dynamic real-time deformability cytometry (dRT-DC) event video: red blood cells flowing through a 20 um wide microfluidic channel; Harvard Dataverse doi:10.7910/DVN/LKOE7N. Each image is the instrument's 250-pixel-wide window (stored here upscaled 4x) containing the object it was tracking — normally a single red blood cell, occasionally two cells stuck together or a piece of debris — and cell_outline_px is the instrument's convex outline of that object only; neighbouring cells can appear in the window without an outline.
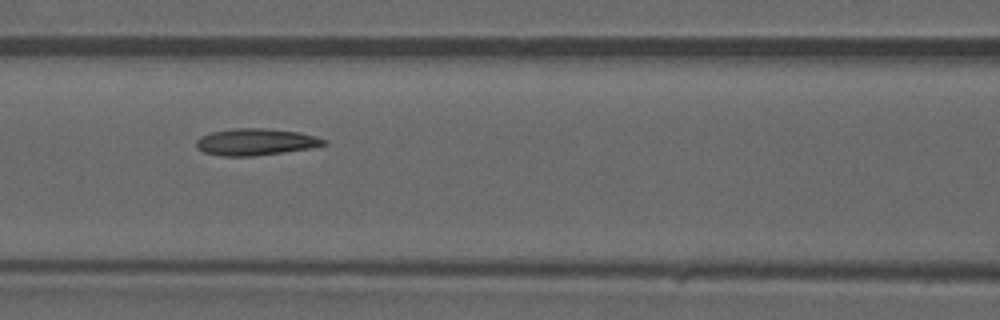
{"species": "common noctule bat (a hibernating species)", "species_latin": "Nyctalus noctula", "temperature_condition": "warm", "stored_images_in_passage": 45, "camera_frame_rate_fps": 3000, "um_per_image_px": 0.085, "animal": {"sex": "male", "forearm_length_mm": 52.5}, "frame": {"image": 1, "passage_image": 20, "time_ms": 6.333, "image_size_px": [1000, 320], "cell_outline_px": [[328, 144], [312, 148], [284, 152], [252, 156], [220, 156], [204, 152], [196, 148], [196, 140], [200, 136], [212, 132], [232, 128], [264, 128], [300, 132], [316, 136], [328, 140]], "centroid_in_image_um": [21.75, 12.06], "position_along_channel_um": 144.8, "area_um2": 20.11}}